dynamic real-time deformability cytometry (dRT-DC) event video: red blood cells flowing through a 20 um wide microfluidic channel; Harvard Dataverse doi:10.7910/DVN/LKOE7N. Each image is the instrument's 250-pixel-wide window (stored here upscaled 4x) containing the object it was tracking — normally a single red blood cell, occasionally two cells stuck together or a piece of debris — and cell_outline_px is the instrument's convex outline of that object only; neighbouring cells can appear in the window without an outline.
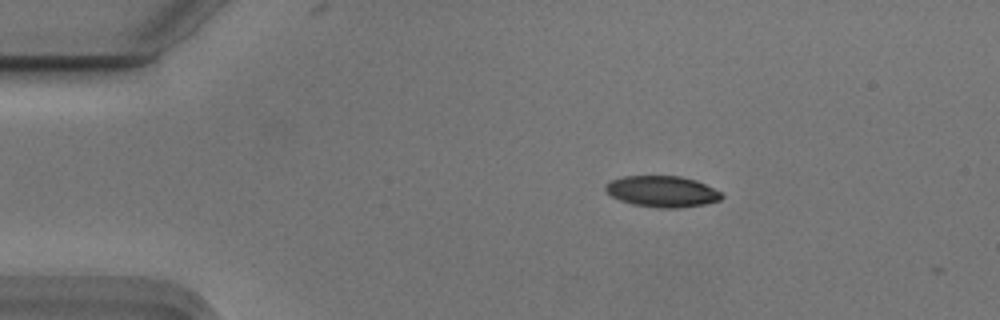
{"species": "Egyptian fruit bat (a non-hibernating species)", "species_latin": "Rousettus aegyptiacus", "temperature_condition": "cold", "stored_images_in_passage": 5, "camera_frame_rate_fps": 3000, "um_per_image_px": 0.085, "animal": {"sex": "male"}, "frame": {"image": 1, "passage_image": 1, "time_ms": 0.0, "image_size_px": [1000, 320], "cell_outline_px": [[724, 196], [720, 200], [704, 204], [676, 208], [660, 208], [632, 204], [620, 200], [612, 196], [604, 188], [604, 184], [612, 180], [624, 176], [680, 176], [696, 180], [720, 192]], "centroid_in_image_um": [56.27, 16.27], "position_along_channel_um": 28.7, "area_um2": 20.92}}